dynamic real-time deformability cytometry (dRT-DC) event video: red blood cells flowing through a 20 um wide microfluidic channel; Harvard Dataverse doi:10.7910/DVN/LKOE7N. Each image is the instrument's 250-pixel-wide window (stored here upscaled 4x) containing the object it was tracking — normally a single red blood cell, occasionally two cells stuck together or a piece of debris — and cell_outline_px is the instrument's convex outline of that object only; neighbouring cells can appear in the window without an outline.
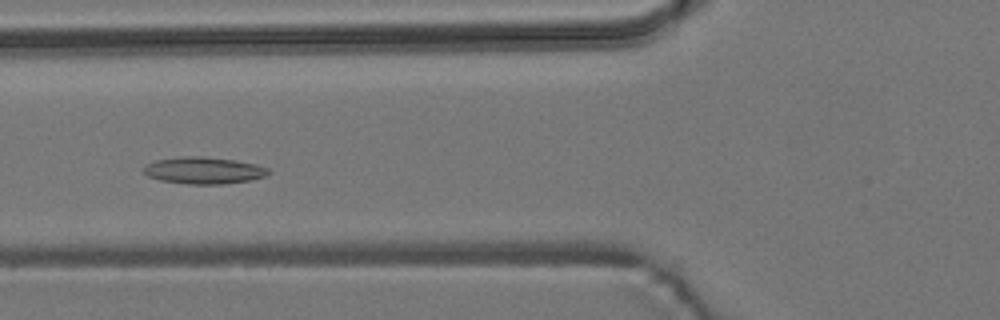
{"species": "common noctule bat (a hibernating species)", "species_latin": "Nyctalus noctula", "temperature_condition": "room temperature", "stored_images_in_passage": 45, "camera_frame_rate_fps": 3000, "um_per_image_px": 0.085, "animal": {"sex": "male", "body_mass_g": 19.2, "forearm_length_mm": 51.8}, "frame": {"image": 1, "passage_image": 11, "time_ms": 3.333, "image_size_px": [1000, 320], "cell_outline_px": [[272, 172], [264, 176], [252, 180], [220, 184], [188, 184], [160, 180], [148, 176], [144, 172], [144, 164], [156, 160], [180, 156], [200, 156], [232, 160], [256, 164], [268, 168]], "centroid_in_image_um": [17.3, 14.48], "position_along_channel_um": 108.5, "area_um2": 19.48}}
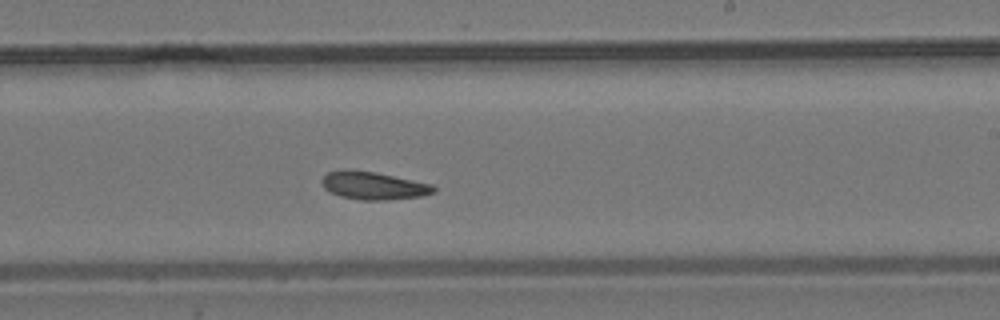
{"frame": {"image": 2, "passage_image": 23, "time_ms": 7.333, "image_size_px": [1000, 320], "cell_outline_px": [[436, 192], [424, 196], [388, 200], [360, 200], [340, 196], [324, 188], [320, 180], [328, 172], [344, 168], [348, 168], [376, 172], [432, 184], [436, 188]], "centroid_in_image_um": [31.75, 15.77], "position_along_channel_um": 257.3, "area_um2": 18.44}}
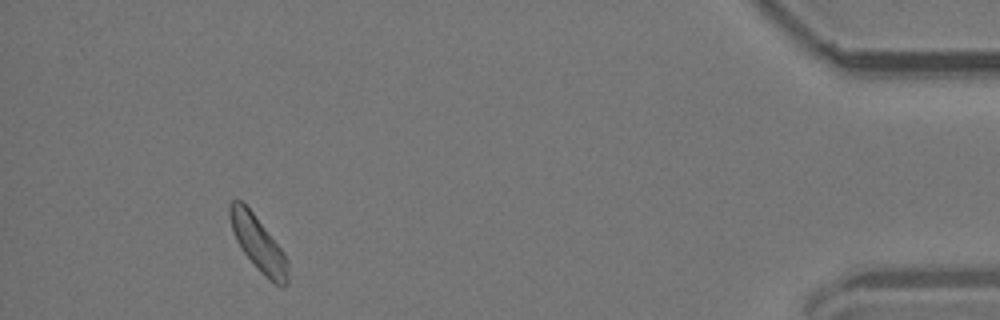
{"frame": {"image": 3, "passage_image": 41, "time_ms": 13.333, "image_size_px": [1000, 320], "cell_outline_px": [[288, 284], [284, 288], [280, 288], [268, 280], [260, 272], [240, 248], [232, 232], [228, 216], [228, 204], [232, 200], [240, 200], [252, 212], [284, 252], [288, 260]], "centroid_in_image_um": [21.95, 20.75], "position_along_channel_um": 413.3, "area_um2": 18.79}, "authors_computed_cell_mechanics": {"area_um2": 18.2648, "velocity_mm_per_s": 3.7205, "shape_relaxation_time_tau1_ms": 9.2465, "shape_relaxation_time_tau2_ms": null, "deformation_change_tau1": 0.1365, "deformation_change_tau2": null}}